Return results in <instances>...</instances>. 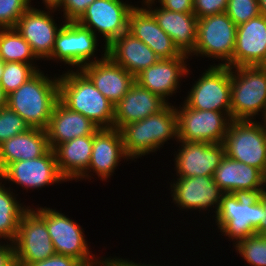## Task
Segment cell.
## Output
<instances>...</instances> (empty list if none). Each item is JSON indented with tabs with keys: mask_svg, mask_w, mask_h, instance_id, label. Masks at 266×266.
<instances>
[{
	"mask_svg": "<svg viewBox=\"0 0 266 266\" xmlns=\"http://www.w3.org/2000/svg\"><path fill=\"white\" fill-rule=\"evenodd\" d=\"M49 77L38 70L17 90L7 95V106L20 115L30 128L46 129L59 101V76Z\"/></svg>",
	"mask_w": 266,
	"mask_h": 266,
	"instance_id": "cell-1",
	"label": "cell"
},
{
	"mask_svg": "<svg viewBox=\"0 0 266 266\" xmlns=\"http://www.w3.org/2000/svg\"><path fill=\"white\" fill-rule=\"evenodd\" d=\"M59 101L99 128H113L114 105L81 70L67 69L59 75Z\"/></svg>",
	"mask_w": 266,
	"mask_h": 266,
	"instance_id": "cell-2",
	"label": "cell"
},
{
	"mask_svg": "<svg viewBox=\"0 0 266 266\" xmlns=\"http://www.w3.org/2000/svg\"><path fill=\"white\" fill-rule=\"evenodd\" d=\"M126 155L131 161L160 151L171 139L178 141L177 112L169 103L163 110L121 129Z\"/></svg>",
	"mask_w": 266,
	"mask_h": 266,
	"instance_id": "cell-3",
	"label": "cell"
},
{
	"mask_svg": "<svg viewBox=\"0 0 266 266\" xmlns=\"http://www.w3.org/2000/svg\"><path fill=\"white\" fill-rule=\"evenodd\" d=\"M265 206L259 195L223 193L216 214L211 215L218 230L235 246L256 234ZM215 217V218H214Z\"/></svg>",
	"mask_w": 266,
	"mask_h": 266,
	"instance_id": "cell-4",
	"label": "cell"
},
{
	"mask_svg": "<svg viewBox=\"0 0 266 266\" xmlns=\"http://www.w3.org/2000/svg\"><path fill=\"white\" fill-rule=\"evenodd\" d=\"M232 120L266 119V70L259 66L231 68Z\"/></svg>",
	"mask_w": 266,
	"mask_h": 266,
	"instance_id": "cell-5",
	"label": "cell"
},
{
	"mask_svg": "<svg viewBox=\"0 0 266 266\" xmlns=\"http://www.w3.org/2000/svg\"><path fill=\"white\" fill-rule=\"evenodd\" d=\"M237 25L226 12L198 18L197 39L194 51L189 55L219 60L221 66L232 68Z\"/></svg>",
	"mask_w": 266,
	"mask_h": 266,
	"instance_id": "cell-6",
	"label": "cell"
},
{
	"mask_svg": "<svg viewBox=\"0 0 266 266\" xmlns=\"http://www.w3.org/2000/svg\"><path fill=\"white\" fill-rule=\"evenodd\" d=\"M226 156L254 166L266 175V123L232 120L222 142Z\"/></svg>",
	"mask_w": 266,
	"mask_h": 266,
	"instance_id": "cell-7",
	"label": "cell"
},
{
	"mask_svg": "<svg viewBox=\"0 0 266 266\" xmlns=\"http://www.w3.org/2000/svg\"><path fill=\"white\" fill-rule=\"evenodd\" d=\"M100 40L90 30L77 22H65L57 33L51 57L48 59L61 62L80 70L88 63L103 60L107 56V46L101 47L103 54L98 58L96 51Z\"/></svg>",
	"mask_w": 266,
	"mask_h": 266,
	"instance_id": "cell-8",
	"label": "cell"
},
{
	"mask_svg": "<svg viewBox=\"0 0 266 266\" xmlns=\"http://www.w3.org/2000/svg\"><path fill=\"white\" fill-rule=\"evenodd\" d=\"M15 257L22 266L48 259L55 254L46 227V206L30 207L22 216L14 241Z\"/></svg>",
	"mask_w": 266,
	"mask_h": 266,
	"instance_id": "cell-9",
	"label": "cell"
},
{
	"mask_svg": "<svg viewBox=\"0 0 266 266\" xmlns=\"http://www.w3.org/2000/svg\"><path fill=\"white\" fill-rule=\"evenodd\" d=\"M193 83L183 103L192 109L231 112V68L209 65Z\"/></svg>",
	"mask_w": 266,
	"mask_h": 266,
	"instance_id": "cell-10",
	"label": "cell"
},
{
	"mask_svg": "<svg viewBox=\"0 0 266 266\" xmlns=\"http://www.w3.org/2000/svg\"><path fill=\"white\" fill-rule=\"evenodd\" d=\"M181 105H175L178 141L223 142L232 122L231 112L197 110L187 107L184 103Z\"/></svg>",
	"mask_w": 266,
	"mask_h": 266,
	"instance_id": "cell-11",
	"label": "cell"
},
{
	"mask_svg": "<svg viewBox=\"0 0 266 266\" xmlns=\"http://www.w3.org/2000/svg\"><path fill=\"white\" fill-rule=\"evenodd\" d=\"M135 6L123 0H95L76 21L90 29L97 37L100 34L108 46L115 38L128 31V16Z\"/></svg>",
	"mask_w": 266,
	"mask_h": 266,
	"instance_id": "cell-12",
	"label": "cell"
},
{
	"mask_svg": "<svg viewBox=\"0 0 266 266\" xmlns=\"http://www.w3.org/2000/svg\"><path fill=\"white\" fill-rule=\"evenodd\" d=\"M0 179L11 184L15 183L28 190H38L49 187L54 183L61 184L67 180L60 174L56 155L50 149L45 155L35 158L21 160L9 164L1 173Z\"/></svg>",
	"mask_w": 266,
	"mask_h": 266,
	"instance_id": "cell-13",
	"label": "cell"
},
{
	"mask_svg": "<svg viewBox=\"0 0 266 266\" xmlns=\"http://www.w3.org/2000/svg\"><path fill=\"white\" fill-rule=\"evenodd\" d=\"M172 179L174 182L170 183V194L172 202L179 207L181 211H196L199 214L202 211L210 209L212 213L216 214L221 197L222 190L214 182L213 177L210 176H194L190 178L176 177ZM215 209V211L213 210Z\"/></svg>",
	"mask_w": 266,
	"mask_h": 266,
	"instance_id": "cell-14",
	"label": "cell"
},
{
	"mask_svg": "<svg viewBox=\"0 0 266 266\" xmlns=\"http://www.w3.org/2000/svg\"><path fill=\"white\" fill-rule=\"evenodd\" d=\"M56 10L37 9L33 5L18 19L15 29L29 43L33 53L41 60L51 57L57 33L66 22L57 24L54 19ZM52 14V15H51Z\"/></svg>",
	"mask_w": 266,
	"mask_h": 266,
	"instance_id": "cell-15",
	"label": "cell"
},
{
	"mask_svg": "<svg viewBox=\"0 0 266 266\" xmlns=\"http://www.w3.org/2000/svg\"><path fill=\"white\" fill-rule=\"evenodd\" d=\"M46 227L56 254L70 256L80 262L97 256L89 250L91 248L82 226L61 211L46 206Z\"/></svg>",
	"mask_w": 266,
	"mask_h": 266,
	"instance_id": "cell-16",
	"label": "cell"
},
{
	"mask_svg": "<svg viewBox=\"0 0 266 266\" xmlns=\"http://www.w3.org/2000/svg\"><path fill=\"white\" fill-rule=\"evenodd\" d=\"M122 159L130 161L125 153L121 131L117 128H100L93 135V147L88 169L76 180H91L95 173L101 181L113 176ZM93 172V173H92Z\"/></svg>",
	"mask_w": 266,
	"mask_h": 266,
	"instance_id": "cell-17",
	"label": "cell"
},
{
	"mask_svg": "<svg viewBox=\"0 0 266 266\" xmlns=\"http://www.w3.org/2000/svg\"><path fill=\"white\" fill-rule=\"evenodd\" d=\"M179 148L174 154L176 177L210 176L224 157L222 143L177 141Z\"/></svg>",
	"mask_w": 266,
	"mask_h": 266,
	"instance_id": "cell-18",
	"label": "cell"
},
{
	"mask_svg": "<svg viewBox=\"0 0 266 266\" xmlns=\"http://www.w3.org/2000/svg\"><path fill=\"white\" fill-rule=\"evenodd\" d=\"M187 59L190 58L186 54L173 59H159L155 64L136 75L135 82L170 103L169 97L179 92L177 90L181 89L183 77H188L191 75L190 72L192 73Z\"/></svg>",
	"mask_w": 266,
	"mask_h": 266,
	"instance_id": "cell-19",
	"label": "cell"
},
{
	"mask_svg": "<svg viewBox=\"0 0 266 266\" xmlns=\"http://www.w3.org/2000/svg\"><path fill=\"white\" fill-rule=\"evenodd\" d=\"M213 179L223 193L259 195L266 187V175L261 170L226 155L216 168Z\"/></svg>",
	"mask_w": 266,
	"mask_h": 266,
	"instance_id": "cell-20",
	"label": "cell"
},
{
	"mask_svg": "<svg viewBox=\"0 0 266 266\" xmlns=\"http://www.w3.org/2000/svg\"><path fill=\"white\" fill-rule=\"evenodd\" d=\"M138 4L128 16V32L143 41L160 59H173L182 55L170 36L158 25L151 12Z\"/></svg>",
	"mask_w": 266,
	"mask_h": 266,
	"instance_id": "cell-21",
	"label": "cell"
},
{
	"mask_svg": "<svg viewBox=\"0 0 266 266\" xmlns=\"http://www.w3.org/2000/svg\"><path fill=\"white\" fill-rule=\"evenodd\" d=\"M140 2L151 12L158 25L170 36L182 54L190 55L194 51L198 25V18L194 13L170 11L156 6L154 0Z\"/></svg>",
	"mask_w": 266,
	"mask_h": 266,
	"instance_id": "cell-22",
	"label": "cell"
},
{
	"mask_svg": "<svg viewBox=\"0 0 266 266\" xmlns=\"http://www.w3.org/2000/svg\"><path fill=\"white\" fill-rule=\"evenodd\" d=\"M114 106L129 91L135 77L108 56L80 69Z\"/></svg>",
	"mask_w": 266,
	"mask_h": 266,
	"instance_id": "cell-23",
	"label": "cell"
},
{
	"mask_svg": "<svg viewBox=\"0 0 266 266\" xmlns=\"http://www.w3.org/2000/svg\"><path fill=\"white\" fill-rule=\"evenodd\" d=\"M169 103L158 94L134 82L124 97L114 106L113 127L138 122L163 110Z\"/></svg>",
	"mask_w": 266,
	"mask_h": 266,
	"instance_id": "cell-24",
	"label": "cell"
},
{
	"mask_svg": "<svg viewBox=\"0 0 266 266\" xmlns=\"http://www.w3.org/2000/svg\"><path fill=\"white\" fill-rule=\"evenodd\" d=\"M266 56V18L262 15L237 26L232 68L259 66Z\"/></svg>",
	"mask_w": 266,
	"mask_h": 266,
	"instance_id": "cell-25",
	"label": "cell"
},
{
	"mask_svg": "<svg viewBox=\"0 0 266 266\" xmlns=\"http://www.w3.org/2000/svg\"><path fill=\"white\" fill-rule=\"evenodd\" d=\"M100 128L81 113L69 110L60 101L54 106L45 129L50 149L74 138L94 135Z\"/></svg>",
	"mask_w": 266,
	"mask_h": 266,
	"instance_id": "cell-26",
	"label": "cell"
},
{
	"mask_svg": "<svg viewBox=\"0 0 266 266\" xmlns=\"http://www.w3.org/2000/svg\"><path fill=\"white\" fill-rule=\"evenodd\" d=\"M107 56L134 77L160 59L143 41L128 31L107 46Z\"/></svg>",
	"mask_w": 266,
	"mask_h": 266,
	"instance_id": "cell-27",
	"label": "cell"
},
{
	"mask_svg": "<svg viewBox=\"0 0 266 266\" xmlns=\"http://www.w3.org/2000/svg\"><path fill=\"white\" fill-rule=\"evenodd\" d=\"M49 150L46 131L30 128L0 145V173L13 162L35 159L45 155Z\"/></svg>",
	"mask_w": 266,
	"mask_h": 266,
	"instance_id": "cell-28",
	"label": "cell"
},
{
	"mask_svg": "<svg viewBox=\"0 0 266 266\" xmlns=\"http://www.w3.org/2000/svg\"><path fill=\"white\" fill-rule=\"evenodd\" d=\"M93 147V135L74 138L55 149L60 174L68 181L77 180L90 164Z\"/></svg>",
	"mask_w": 266,
	"mask_h": 266,
	"instance_id": "cell-29",
	"label": "cell"
},
{
	"mask_svg": "<svg viewBox=\"0 0 266 266\" xmlns=\"http://www.w3.org/2000/svg\"><path fill=\"white\" fill-rule=\"evenodd\" d=\"M3 183V184H2ZM5 182L0 179V242H14L19 222L23 214L30 208L16 198L17 195L9 188L4 186ZM15 195V196H14ZM3 239V240H2Z\"/></svg>",
	"mask_w": 266,
	"mask_h": 266,
	"instance_id": "cell-30",
	"label": "cell"
},
{
	"mask_svg": "<svg viewBox=\"0 0 266 266\" xmlns=\"http://www.w3.org/2000/svg\"><path fill=\"white\" fill-rule=\"evenodd\" d=\"M0 59L4 62L31 64L37 71L39 59L33 53L29 43L13 28H0Z\"/></svg>",
	"mask_w": 266,
	"mask_h": 266,
	"instance_id": "cell-31",
	"label": "cell"
},
{
	"mask_svg": "<svg viewBox=\"0 0 266 266\" xmlns=\"http://www.w3.org/2000/svg\"><path fill=\"white\" fill-rule=\"evenodd\" d=\"M37 70L31 65L19 62H4V70L0 79V85L6 95L17 90Z\"/></svg>",
	"mask_w": 266,
	"mask_h": 266,
	"instance_id": "cell-32",
	"label": "cell"
},
{
	"mask_svg": "<svg viewBox=\"0 0 266 266\" xmlns=\"http://www.w3.org/2000/svg\"><path fill=\"white\" fill-rule=\"evenodd\" d=\"M237 254L250 266H266V236L252 235L238 242L235 246Z\"/></svg>",
	"mask_w": 266,
	"mask_h": 266,
	"instance_id": "cell-33",
	"label": "cell"
},
{
	"mask_svg": "<svg viewBox=\"0 0 266 266\" xmlns=\"http://www.w3.org/2000/svg\"><path fill=\"white\" fill-rule=\"evenodd\" d=\"M30 129L25 120L8 106L0 109V145L13 136Z\"/></svg>",
	"mask_w": 266,
	"mask_h": 266,
	"instance_id": "cell-34",
	"label": "cell"
},
{
	"mask_svg": "<svg viewBox=\"0 0 266 266\" xmlns=\"http://www.w3.org/2000/svg\"><path fill=\"white\" fill-rule=\"evenodd\" d=\"M226 14L238 26L260 15L257 0H228Z\"/></svg>",
	"mask_w": 266,
	"mask_h": 266,
	"instance_id": "cell-35",
	"label": "cell"
},
{
	"mask_svg": "<svg viewBox=\"0 0 266 266\" xmlns=\"http://www.w3.org/2000/svg\"><path fill=\"white\" fill-rule=\"evenodd\" d=\"M30 8L28 0H0V28H13Z\"/></svg>",
	"mask_w": 266,
	"mask_h": 266,
	"instance_id": "cell-36",
	"label": "cell"
},
{
	"mask_svg": "<svg viewBox=\"0 0 266 266\" xmlns=\"http://www.w3.org/2000/svg\"><path fill=\"white\" fill-rule=\"evenodd\" d=\"M95 0H62L61 7L57 10L63 12V20L76 22L86 11L87 7Z\"/></svg>",
	"mask_w": 266,
	"mask_h": 266,
	"instance_id": "cell-37",
	"label": "cell"
},
{
	"mask_svg": "<svg viewBox=\"0 0 266 266\" xmlns=\"http://www.w3.org/2000/svg\"><path fill=\"white\" fill-rule=\"evenodd\" d=\"M228 0H193V13L197 18L226 12Z\"/></svg>",
	"mask_w": 266,
	"mask_h": 266,
	"instance_id": "cell-38",
	"label": "cell"
},
{
	"mask_svg": "<svg viewBox=\"0 0 266 266\" xmlns=\"http://www.w3.org/2000/svg\"><path fill=\"white\" fill-rule=\"evenodd\" d=\"M79 262L73 257L55 253L48 259L34 262L29 266H76Z\"/></svg>",
	"mask_w": 266,
	"mask_h": 266,
	"instance_id": "cell-39",
	"label": "cell"
},
{
	"mask_svg": "<svg viewBox=\"0 0 266 266\" xmlns=\"http://www.w3.org/2000/svg\"><path fill=\"white\" fill-rule=\"evenodd\" d=\"M164 9L182 13H193V0H154Z\"/></svg>",
	"mask_w": 266,
	"mask_h": 266,
	"instance_id": "cell-40",
	"label": "cell"
},
{
	"mask_svg": "<svg viewBox=\"0 0 266 266\" xmlns=\"http://www.w3.org/2000/svg\"><path fill=\"white\" fill-rule=\"evenodd\" d=\"M14 256V242H0V266H5Z\"/></svg>",
	"mask_w": 266,
	"mask_h": 266,
	"instance_id": "cell-41",
	"label": "cell"
},
{
	"mask_svg": "<svg viewBox=\"0 0 266 266\" xmlns=\"http://www.w3.org/2000/svg\"><path fill=\"white\" fill-rule=\"evenodd\" d=\"M113 265V257H95L94 259L79 262L76 266H112Z\"/></svg>",
	"mask_w": 266,
	"mask_h": 266,
	"instance_id": "cell-42",
	"label": "cell"
},
{
	"mask_svg": "<svg viewBox=\"0 0 266 266\" xmlns=\"http://www.w3.org/2000/svg\"><path fill=\"white\" fill-rule=\"evenodd\" d=\"M259 198L263 202L265 210L263 211L261 222L256 228V234L266 236V187L259 193Z\"/></svg>",
	"mask_w": 266,
	"mask_h": 266,
	"instance_id": "cell-43",
	"label": "cell"
},
{
	"mask_svg": "<svg viewBox=\"0 0 266 266\" xmlns=\"http://www.w3.org/2000/svg\"><path fill=\"white\" fill-rule=\"evenodd\" d=\"M112 266H161L160 264L156 265L154 263H150V264H147V263H144L143 264L141 263V261L139 263L137 262H133V260L130 261V259H127V258H120V257H114L113 258V265ZM163 266V265H162Z\"/></svg>",
	"mask_w": 266,
	"mask_h": 266,
	"instance_id": "cell-44",
	"label": "cell"
},
{
	"mask_svg": "<svg viewBox=\"0 0 266 266\" xmlns=\"http://www.w3.org/2000/svg\"><path fill=\"white\" fill-rule=\"evenodd\" d=\"M30 7L31 5V1L32 0H28ZM42 3H44L45 8L43 9H52V10H58L61 7L62 4V0H42Z\"/></svg>",
	"mask_w": 266,
	"mask_h": 266,
	"instance_id": "cell-45",
	"label": "cell"
},
{
	"mask_svg": "<svg viewBox=\"0 0 266 266\" xmlns=\"http://www.w3.org/2000/svg\"><path fill=\"white\" fill-rule=\"evenodd\" d=\"M7 106V95L0 85V109Z\"/></svg>",
	"mask_w": 266,
	"mask_h": 266,
	"instance_id": "cell-46",
	"label": "cell"
},
{
	"mask_svg": "<svg viewBox=\"0 0 266 266\" xmlns=\"http://www.w3.org/2000/svg\"><path fill=\"white\" fill-rule=\"evenodd\" d=\"M259 4L260 15L266 18V0H257Z\"/></svg>",
	"mask_w": 266,
	"mask_h": 266,
	"instance_id": "cell-47",
	"label": "cell"
},
{
	"mask_svg": "<svg viewBox=\"0 0 266 266\" xmlns=\"http://www.w3.org/2000/svg\"><path fill=\"white\" fill-rule=\"evenodd\" d=\"M5 266H22L18 259L14 256Z\"/></svg>",
	"mask_w": 266,
	"mask_h": 266,
	"instance_id": "cell-48",
	"label": "cell"
},
{
	"mask_svg": "<svg viewBox=\"0 0 266 266\" xmlns=\"http://www.w3.org/2000/svg\"><path fill=\"white\" fill-rule=\"evenodd\" d=\"M3 70H4V61L0 59V79L3 74Z\"/></svg>",
	"mask_w": 266,
	"mask_h": 266,
	"instance_id": "cell-49",
	"label": "cell"
},
{
	"mask_svg": "<svg viewBox=\"0 0 266 266\" xmlns=\"http://www.w3.org/2000/svg\"><path fill=\"white\" fill-rule=\"evenodd\" d=\"M259 67L263 70H266V56H265L264 60L262 61V63L259 65Z\"/></svg>",
	"mask_w": 266,
	"mask_h": 266,
	"instance_id": "cell-50",
	"label": "cell"
}]
</instances>
